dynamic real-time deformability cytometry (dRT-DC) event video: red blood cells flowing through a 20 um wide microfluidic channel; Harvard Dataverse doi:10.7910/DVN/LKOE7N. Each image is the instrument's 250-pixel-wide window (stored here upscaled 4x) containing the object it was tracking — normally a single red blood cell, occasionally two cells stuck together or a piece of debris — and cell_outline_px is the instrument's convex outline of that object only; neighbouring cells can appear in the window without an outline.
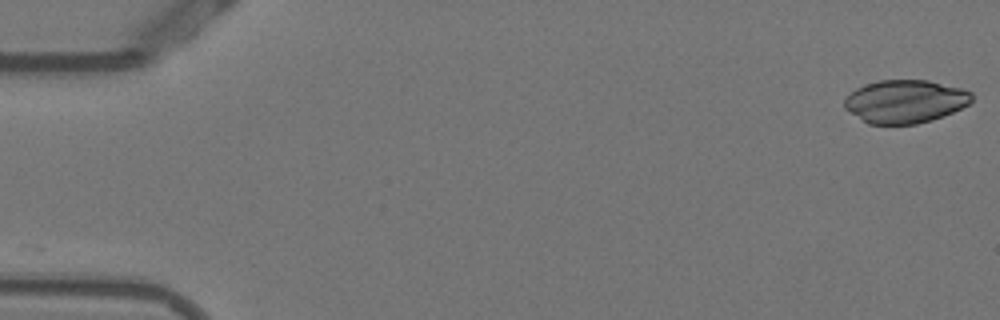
{"species": "Egyptian fruit bat (a non-hibernating species)", "species_latin": "Rousettus aegyptiacus", "temperature_condition": "warm", "stored_images_in_passage": 52, "camera_frame_rate_fps": 3000, "um_per_image_px": 0.085, "animal": {"sex": "female"}, "frame": {"image": 1, "passage_image": 1, "time_ms": 0.0, "image_size_px": [1000, 320], "cell_outline_px": [[972, 100], [968, 104], [944, 116], [932, 120], [916, 124], [868, 124], [844, 108], [844, 100], [856, 88], [880, 80], [928, 80], [960, 88], [972, 92]], "centroid_in_image_um": [76.94, 8.63], "position_along_channel_um": 8.1, "area_um2": 31.79}}